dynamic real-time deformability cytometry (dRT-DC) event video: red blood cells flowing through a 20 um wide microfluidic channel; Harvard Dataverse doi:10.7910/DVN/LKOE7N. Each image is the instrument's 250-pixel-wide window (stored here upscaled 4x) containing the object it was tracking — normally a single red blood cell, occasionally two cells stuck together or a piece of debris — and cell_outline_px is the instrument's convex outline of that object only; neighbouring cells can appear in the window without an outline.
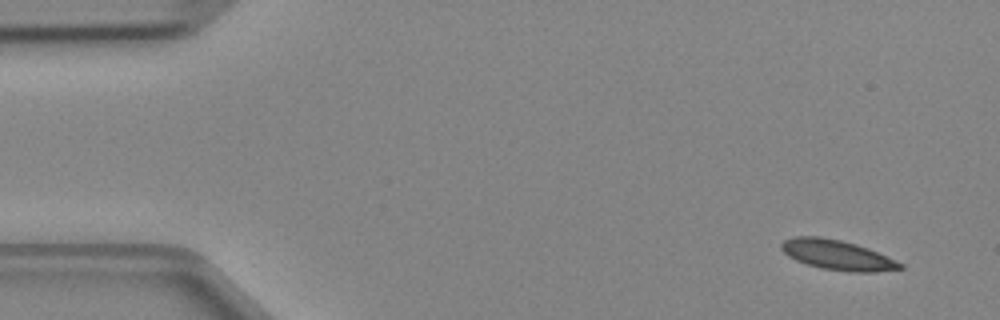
{"species": "Egyptian fruit bat (a non-hibernating species)", "species_latin": "Rousettus aegyptiacus", "temperature_condition": "cold", "stored_images_in_passage": 45, "camera_frame_rate_fps": 3000, "um_per_image_px": 0.085, "animal": {"sex": "female"}, "frame": {"image": 1, "passage_image": 1, "time_ms": 0.0, "image_size_px": [1000, 320], "cell_outline_px": [[904, 268], [876, 272], [848, 272], [820, 268], [796, 260], [788, 256], [780, 248], [780, 244], [784, 240], [792, 236], [820, 236], [840, 240], [856, 244], [868, 248], [896, 260], [904, 264]], "centroid_in_image_um": [71.16, 21.67], "position_along_channel_um": 13.8, "area_um2": 20.81}}
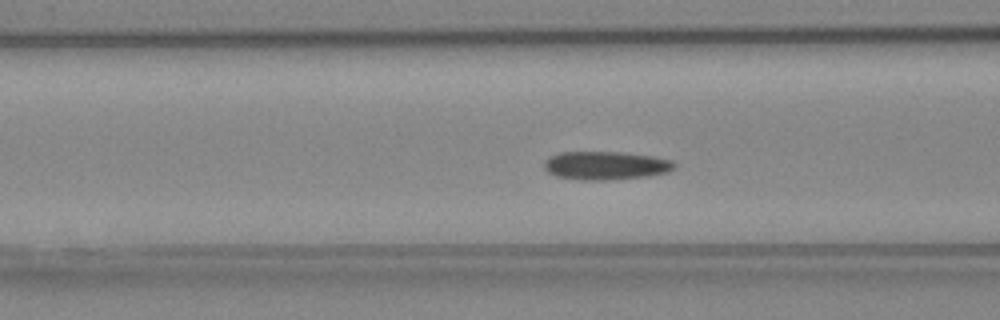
{"frame": {"image": 2, "passage_image": 16, "time_ms": 5.0, "image_size_px": [1000, 320], "cell_outline_px": [[676, 168], [668, 172], [648, 176], [604, 180], [580, 180], [556, 176], [548, 172], [544, 168], [544, 160], [560, 152], [620, 152], [652, 156], [672, 160], [676, 164]], "centroid_in_image_um": [51.5, 14.07], "position_along_channel_um": 115.1, "area_um2": 21.56}}
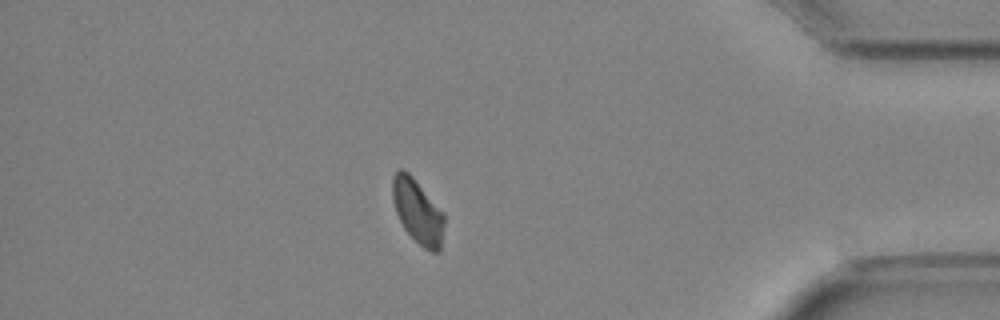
{"frame": {"image": 3, "passage_image": 39, "time_ms": 12.667, "image_size_px": [1000, 320], "cell_outline_px": [[444, 224], [440, 252], [432, 252], [424, 248], [404, 228], [396, 212], [392, 200], [392, 176], [400, 168], [408, 172], [412, 176], [444, 212]], "centroid_in_image_um": [35.5, 17.95], "position_along_channel_um": 399.7, "area_um2": 19.31}}